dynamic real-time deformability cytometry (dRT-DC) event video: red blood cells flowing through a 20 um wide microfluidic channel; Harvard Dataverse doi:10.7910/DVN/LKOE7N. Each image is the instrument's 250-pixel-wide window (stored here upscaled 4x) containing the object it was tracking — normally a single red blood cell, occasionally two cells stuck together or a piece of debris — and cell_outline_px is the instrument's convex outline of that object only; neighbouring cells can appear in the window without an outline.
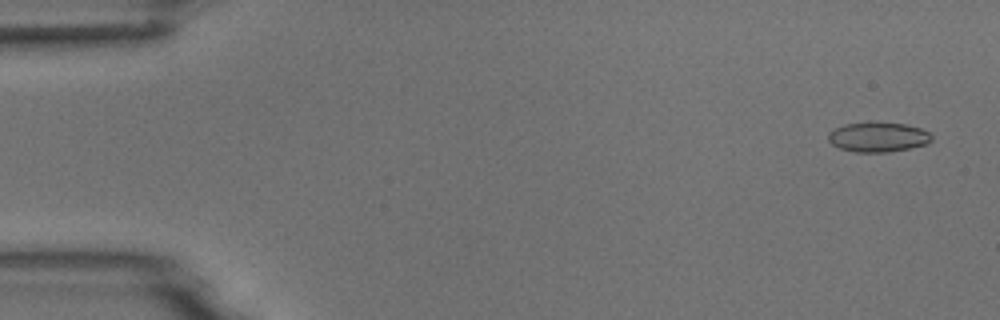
{"species": "common noctule bat (a hibernating species)", "species_latin": "Nyctalus noctula", "temperature_condition": "room temperature", "stored_images_in_passage": 4, "camera_frame_rate_fps": 3000, "um_per_image_px": 0.085, "animal": {"sex": "male", "body_mass_g": 18.8}, "frame": {"image": 1, "passage_image": 1, "time_ms": 0.0, "image_size_px": [1000, 320], "cell_outline_px": [[932, 140], [928, 144], [888, 152], [856, 152], [840, 148], [832, 144], [828, 140], [828, 132], [844, 124], [872, 120], [904, 124], [920, 128], [928, 132], [932, 136]], "centroid_in_image_um": [74.62, 11.62], "position_along_channel_um": 10.4, "area_um2": 18.26}}
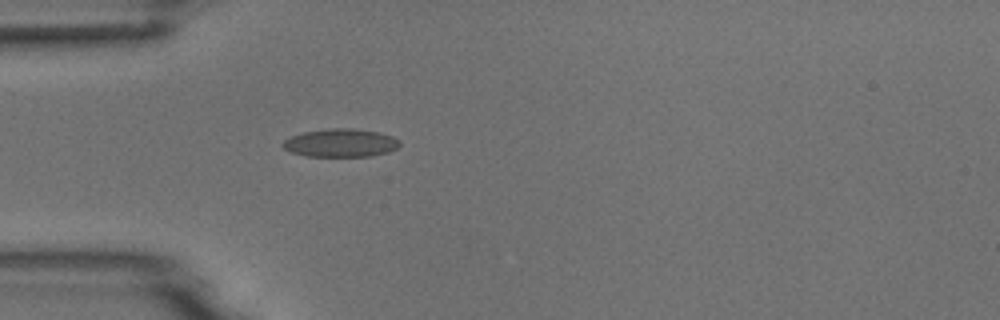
{"frame": {"image": 2, "passage_image": 4, "time_ms": 4.333, "image_size_px": [1000, 320], "cell_outline_px": [[400, 144], [396, 148], [388, 152], [372, 156], [304, 156], [292, 152], [284, 148], [280, 144], [284, 140], [292, 136], [304, 132], [328, 128], [352, 128], [380, 132], [392, 136], [400, 140]], "centroid_in_image_um": [28.96, 12.14], "position_along_channel_um": 56.0, "area_um2": 19.25}}